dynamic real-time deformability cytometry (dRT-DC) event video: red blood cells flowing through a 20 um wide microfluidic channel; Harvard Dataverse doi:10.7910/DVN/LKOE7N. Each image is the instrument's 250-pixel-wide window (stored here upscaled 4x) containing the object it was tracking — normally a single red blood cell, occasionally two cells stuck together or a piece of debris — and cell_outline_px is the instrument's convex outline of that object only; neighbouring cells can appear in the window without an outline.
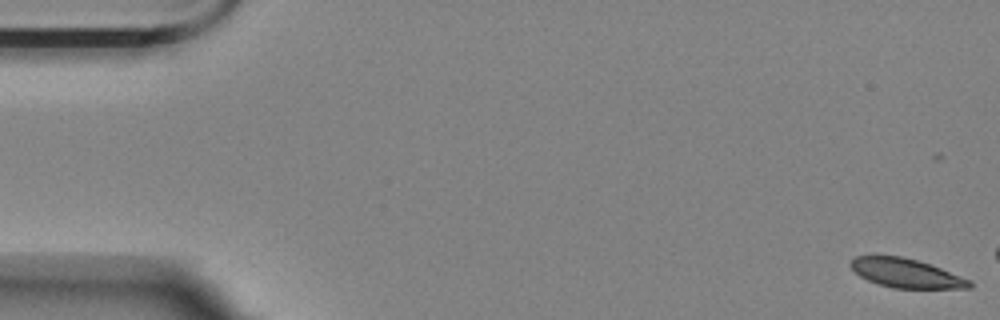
{"species": "Egyptian fruit bat (a non-hibernating species)", "species_latin": "Rousettus aegyptiacus", "temperature_condition": "room temperature", "stored_images_in_passage": 7, "camera_frame_rate_fps": 3000, "um_per_image_px": 0.085, "animal": {"sex": "female"}, "frame": {"image": 1, "passage_image": 1, "time_ms": 0.0, "image_size_px": [1000, 320], "cell_outline_px": [[972, 288], [892, 288], [868, 280], [860, 276], [848, 264], [856, 256], [876, 252], [900, 256], [916, 260], [940, 268], [972, 280]], "centroid_in_image_um": [76.96, 23.18], "position_along_channel_um": 8.0, "area_um2": 20.46}}